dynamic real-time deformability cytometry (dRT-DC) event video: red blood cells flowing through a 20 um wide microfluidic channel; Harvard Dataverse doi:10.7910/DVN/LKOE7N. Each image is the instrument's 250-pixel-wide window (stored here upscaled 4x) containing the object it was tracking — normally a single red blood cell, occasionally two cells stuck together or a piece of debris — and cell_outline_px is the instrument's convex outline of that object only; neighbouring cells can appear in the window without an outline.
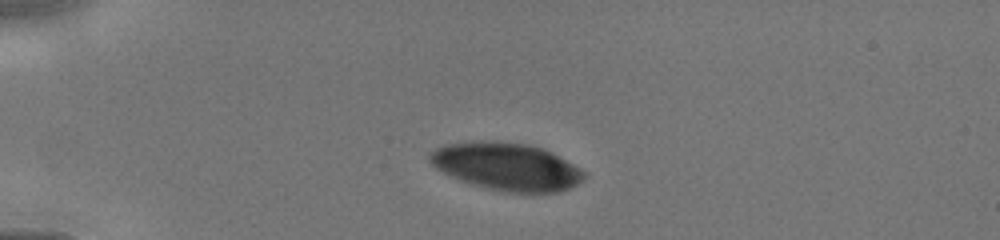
{"species": "human", "species_latin": "Homo sapiens", "temperature_condition": "cold", "stored_images_in_passage": 5, "camera_frame_rate_fps": 3000, "um_per_image_px": 0.085, "donor": {"sex": "male"}, "frame": {"image": 1, "passage_image": 1, "time_ms": 0.0, "image_size_px": [1000, 240], "cell_outline_px": [[588, 176], [584, 180], [568, 188], [556, 192], [508, 192], [484, 188], [460, 180], [436, 168], [428, 160], [428, 156], [436, 148], [444, 144], [464, 140], [492, 140], [532, 144], [544, 148], [552, 152], [588, 172]], "centroid_in_image_um": [43.07, 14.12], "position_along_channel_um": 41.9, "area_um2": 43.41}}
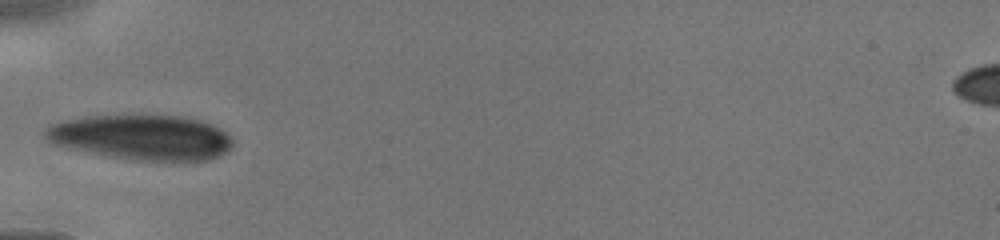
{"frame": {"image": 2, "passage_image": 3, "time_ms": 1.667, "image_size_px": [1000, 240], "cell_outline_px": [[232, 144], [220, 156], [208, 160], [136, 160], [104, 156], [60, 144], [48, 140], [44, 136], [44, 128], [48, 124], [64, 120], [84, 116], [184, 116], [204, 120], [220, 128], [232, 140]], "centroid_in_image_um": [12.04, 11.66], "position_along_channel_um": 73.0, "area_um2": 48.84}}
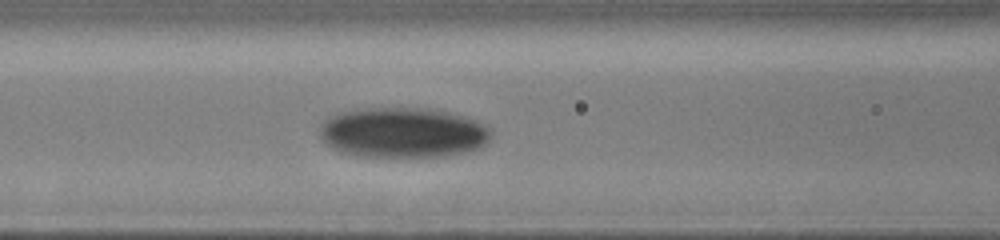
{"frame": {"image": 3, "passage_image": 5, "time_ms": 3.0, "image_size_px": [1000, 240], "cell_outline_px": [[492, 132], [488, 140], [484, 144], [476, 148], [460, 152], [440, 156], [360, 156], [340, 152], [332, 148], [320, 136], [320, 128], [332, 116], [344, 112], [368, 108], [428, 108], [448, 112], [476, 120], [488, 128]], "centroid_in_image_um": [34.25, 11.27], "position_along_channel_um": 132.4, "area_um2": 49.25}}